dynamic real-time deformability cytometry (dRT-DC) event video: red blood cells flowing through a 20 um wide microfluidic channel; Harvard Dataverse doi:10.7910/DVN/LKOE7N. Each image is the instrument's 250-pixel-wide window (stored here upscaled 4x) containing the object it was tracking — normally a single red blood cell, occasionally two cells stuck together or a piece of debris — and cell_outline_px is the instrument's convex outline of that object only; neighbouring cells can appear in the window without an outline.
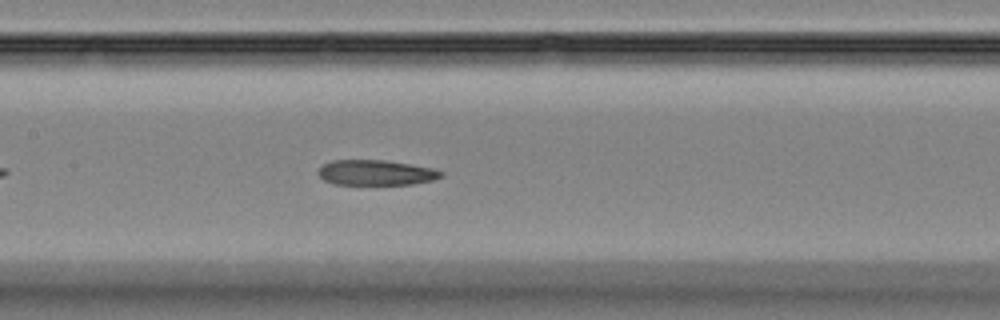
{"species": "Egyptian fruit bat (a non-hibernating species)", "species_latin": "Rousettus aegyptiacus", "temperature_condition": "room temperature", "stored_images_in_passage": 42, "camera_frame_rate_fps": 3000, "um_per_image_px": 0.085, "animal": {"sex": "female"}, "frame": {"image": 1, "passage_image": 14, "time_ms": 4.333, "image_size_px": [1000, 320], "cell_outline_px": [[444, 176], [432, 180], [412, 184], [332, 184], [324, 180], [316, 172], [320, 164], [332, 160], [384, 160], [432, 168], [444, 172]], "centroid_in_image_um": [31.9, 14.67], "position_along_channel_um": 175.5, "area_um2": 18.15}}
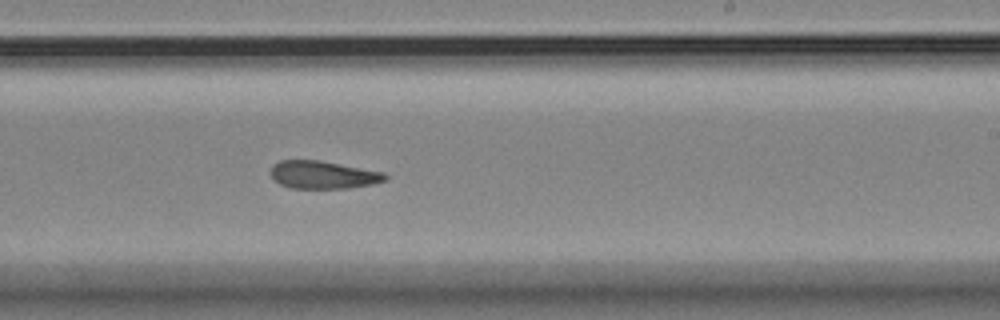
{"frame": {"image": 2, "passage_image": 21, "time_ms": 6.667, "image_size_px": [1000, 320], "cell_outline_px": [[388, 180], [372, 184], [348, 188], [288, 188], [280, 184], [268, 172], [272, 164], [280, 160], [316, 160], [384, 172], [388, 176]], "centroid_in_image_um": [27.43, 14.86], "position_along_channel_um": 261.6, "area_um2": 18.55}}
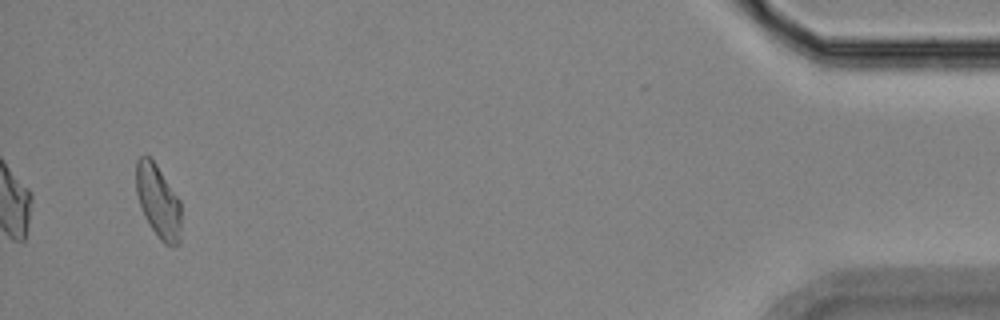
{"frame": {"image": 3, "passage_image": 40, "time_ms": 13.0, "image_size_px": [1000, 320], "cell_outline_px": [[180, 244], [164, 244], [160, 240], [148, 224], [144, 216], [136, 192], [136, 160], [140, 156], [148, 156], [156, 164], [180, 200]], "centroid_in_image_um": [13.43, 17.11], "position_along_channel_um": 421.8, "area_um2": 19.07}, "authors_computed_cell_mechanics": {"area_um2": 19.1318, "velocity_mm_per_s": 3.7108, "shape_relaxation_time_tau1_ms": null, "shape_relaxation_time_tau2_ms": 5.7217, "deformation_change_tau1": null, "deformation_change_tau2": 0.1432}}